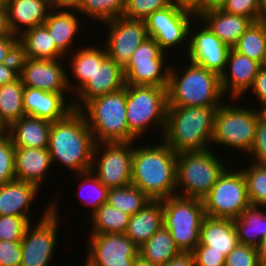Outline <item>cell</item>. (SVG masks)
Returning a JSON list of instances; mask_svg holds the SVG:
<instances>
[{"label": "cell", "mask_w": 266, "mask_h": 266, "mask_svg": "<svg viewBox=\"0 0 266 266\" xmlns=\"http://www.w3.org/2000/svg\"><path fill=\"white\" fill-rule=\"evenodd\" d=\"M19 57L31 59H64L44 25L23 32L18 36Z\"/></svg>", "instance_id": "obj_31"}, {"label": "cell", "mask_w": 266, "mask_h": 266, "mask_svg": "<svg viewBox=\"0 0 266 266\" xmlns=\"http://www.w3.org/2000/svg\"><path fill=\"white\" fill-rule=\"evenodd\" d=\"M9 27L13 35L43 25L54 8L52 0H4Z\"/></svg>", "instance_id": "obj_24"}, {"label": "cell", "mask_w": 266, "mask_h": 266, "mask_svg": "<svg viewBox=\"0 0 266 266\" xmlns=\"http://www.w3.org/2000/svg\"><path fill=\"white\" fill-rule=\"evenodd\" d=\"M19 54L17 36L0 37V64L11 62Z\"/></svg>", "instance_id": "obj_49"}, {"label": "cell", "mask_w": 266, "mask_h": 266, "mask_svg": "<svg viewBox=\"0 0 266 266\" xmlns=\"http://www.w3.org/2000/svg\"><path fill=\"white\" fill-rule=\"evenodd\" d=\"M19 78V54L8 63L0 64V86Z\"/></svg>", "instance_id": "obj_51"}, {"label": "cell", "mask_w": 266, "mask_h": 266, "mask_svg": "<svg viewBox=\"0 0 266 266\" xmlns=\"http://www.w3.org/2000/svg\"><path fill=\"white\" fill-rule=\"evenodd\" d=\"M195 21L199 25L194 23ZM201 23L200 19L196 18L190 25L184 61H190L221 76L225 71L231 47L223 43L203 22ZM195 25L199 27L195 28Z\"/></svg>", "instance_id": "obj_16"}, {"label": "cell", "mask_w": 266, "mask_h": 266, "mask_svg": "<svg viewBox=\"0 0 266 266\" xmlns=\"http://www.w3.org/2000/svg\"><path fill=\"white\" fill-rule=\"evenodd\" d=\"M172 4V0H126L123 16L130 19L144 20L155 11Z\"/></svg>", "instance_id": "obj_41"}, {"label": "cell", "mask_w": 266, "mask_h": 266, "mask_svg": "<svg viewBox=\"0 0 266 266\" xmlns=\"http://www.w3.org/2000/svg\"><path fill=\"white\" fill-rule=\"evenodd\" d=\"M52 168L48 148L15 147L16 180L34 184L40 189Z\"/></svg>", "instance_id": "obj_25"}, {"label": "cell", "mask_w": 266, "mask_h": 266, "mask_svg": "<svg viewBox=\"0 0 266 266\" xmlns=\"http://www.w3.org/2000/svg\"><path fill=\"white\" fill-rule=\"evenodd\" d=\"M162 226V200H151L139 212L130 216L124 234L140 247Z\"/></svg>", "instance_id": "obj_30"}, {"label": "cell", "mask_w": 266, "mask_h": 266, "mask_svg": "<svg viewBox=\"0 0 266 266\" xmlns=\"http://www.w3.org/2000/svg\"><path fill=\"white\" fill-rule=\"evenodd\" d=\"M79 16L82 18L76 8L54 7L43 24L48 29L56 47L65 56L76 49L74 45L76 37L83 32Z\"/></svg>", "instance_id": "obj_22"}, {"label": "cell", "mask_w": 266, "mask_h": 266, "mask_svg": "<svg viewBox=\"0 0 266 266\" xmlns=\"http://www.w3.org/2000/svg\"><path fill=\"white\" fill-rule=\"evenodd\" d=\"M64 59L44 60L19 57V78L28 88L61 93L71 103L72 94L67 85V64ZM69 95V96H68Z\"/></svg>", "instance_id": "obj_17"}, {"label": "cell", "mask_w": 266, "mask_h": 266, "mask_svg": "<svg viewBox=\"0 0 266 266\" xmlns=\"http://www.w3.org/2000/svg\"><path fill=\"white\" fill-rule=\"evenodd\" d=\"M52 199L55 202H49L40 220L26 227L21 241L20 266H47L54 256L61 222L58 200Z\"/></svg>", "instance_id": "obj_10"}, {"label": "cell", "mask_w": 266, "mask_h": 266, "mask_svg": "<svg viewBox=\"0 0 266 266\" xmlns=\"http://www.w3.org/2000/svg\"><path fill=\"white\" fill-rule=\"evenodd\" d=\"M78 176V177H77ZM77 179L79 178L78 192L80 202L85 206H89V216L92 215L102 204L107 203L108 188L105 187L100 180L93 174V172L87 171L76 174ZM86 188V189H85ZM85 189V190H84ZM86 191L82 192V191ZM89 192V193H88ZM84 196V197H82Z\"/></svg>", "instance_id": "obj_38"}, {"label": "cell", "mask_w": 266, "mask_h": 266, "mask_svg": "<svg viewBox=\"0 0 266 266\" xmlns=\"http://www.w3.org/2000/svg\"><path fill=\"white\" fill-rule=\"evenodd\" d=\"M133 266H156V265L151 264L149 261L145 260L143 257L138 255L134 260Z\"/></svg>", "instance_id": "obj_59"}, {"label": "cell", "mask_w": 266, "mask_h": 266, "mask_svg": "<svg viewBox=\"0 0 266 266\" xmlns=\"http://www.w3.org/2000/svg\"><path fill=\"white\" fill-rule=\"evenodd\" d=\"M180 253L164 225L139 247V255L151 264L162 266Z\"/></svg>", "instance_id": "obj_33"}, {"label": "cell", "mask_w": 266, "mask_h": 266, "mask_svg": "<svg viewBox=\"0 0 266 266\" xmlns=\"http://www.w3.org/2000/svg\"><path fill=\"white\" fill-rule=\"evenodd\" d=\"M227 0H205L202 10L220 8Z\"/></svg>", "instance_id": "obj_56"}, {"label": "cell", "mask_w": 266, "mask_h": 266, "mask_svg": "<svg viewBox=\"0 0 266 266\" xmlns=\"http://www.w3.org/2000/svg\"><path fill=\"white\" fill-rule=\"evenodd\" d=\"M224 266H259L256 247L238 244L226 256Z\"/></svg>", "instance_id": "obj_44"}, {"label": "cell", "mask_w": 266, "mask_h": 266, "mask_svg": "<svg viewBox=\"0 0 266 266\" xmlns=\"http://www.w3.org/2000/svg\"><path fill=\"white\" fill-rule=\"evenodd\" d=\"M217 108L168 106L161 140L176 154L210 149Z\"/></svg>", "instance_id": "obj_3"}, {"label": "cell", "mask_w": 266, "mask_h": 266, "mask_svg": "<svg viewBox=\"0 0 266 266\" xmlns=\"http://www.w3.org/2000/svg\"><path fill=\"white\" fill-rule=\"evenodd\" d=\"M79 111L84 115L95 143L137 142L128 130L126 85L118 91L90 99Z\"/></svg>", "instance_id": "obj_5"}, {"label": "cell", "mask_w": 266, "mask_h": 266, "mask_svg": "<svg viewBox=\"0 0 266 266\" xmlns=\"http://www.w3.org/2000/svg\"><path fill=\"white\" fill-rule=\"evenodd\" d=\"M171 65L167 85L168 106L219 107L224 101L221 78L218 74L190 61ZM185 65V66H184ZM187 65V66H186ZM177 69V70H176Z\"/></svg>", "instance_id": "obj_4"}, {"label": "cell", "mask_w": 266, "mask_h": 266, "mask_svg": "<svg viewBox=\"0 0 266 266\" xmlns=\"http://www.w3.org/2000/svg\"><path fill=\"white\" fill-rule=\"evenodd\" d=\"M29 222L24 217L0 216V240L22 241Z\"/></svg>", "instance_id": "obj_43"}, {"label": "cell", "mask_w": 266, "mask_h": 266, "mask_svg": "<svg viewBox=\"0 0 266 266\" xmlns=\"http://www.w3.org/2000/svg\"><path fill=\"white\" fill-rule=\"evenodd\" d=\"M252 92L255 100L259 101L260 110H264L266 108V70L260 68L258 74L254 78L253 84L251 88L248 90V93Z\"/></svg>", "instance_id": "obj_50"}, {"label": "cell", "mask_w": 266, "mask_h": 266, "mask_svg": "<svg viewBox=\"0 0 266 266\" xmlns=\"http://www.w3.org/2000/svg\"><path fill=\"white\" fill-rule=\"evenodd\" d=\"M199 243L208 246V251L227 256L239 244L234 221L206 216L200 228Z\"/></svg>", "instance_id": "obj_28"}, {"label": "cell", "mask_w": 266, "mask_h": 266, "mask_svg": "<svg viewBox=\"0 0 266 266\" xmlns=\"http://www.w3.org/2000/svg\"><path fill=\"white\" fill-rule=\"evenodd\" d=\"M195 266H224L226 256L221 252L208 251V246L198 243L194 248Z\"/></svg>", "instance_id": "obj_47"}, {"label": "cell", "mask_w": 266, "mask_h": 266, "mask_svg": "<svg viewBox=\"0 0 266 266\" xmlns=\"http://www.w3.org/2000/svg\"><path fill=\"white\" fill-rule=\"evenodd\" d=\"M135 143L133 142L131 184L151 200L175 196L177 154L163 141L160 144L157 141L154 145L142 143V146Z\"/></svg>", "instance_id": "obj_1"}, {"label": "cell", "mask_w": 266, "mask_h": 266, "mask_svg": "<svg viewBox=\"0 0 266 266\" xmlns=\"http://www.w3.org/2000/svg\"><path fill=\"white\" fill-rule=\"evenodd\" d=\"M7 135V127L0 120V139Z\"/></svg>", "instance_id": "obj_60"}, {"label": "cell", "mask_w": 266, "mask_h": 266, "mask_svg": "<svg viewBox=\"0 0 266 266\" xmlns=\"http://www.w3.org/2000/svg\"><path fill=\"white\" fill-rule=\"evenodd\" d=\"M197 18L231 48L253 22L250 18L228 14L220 8L202 10Z\"/></svg>", "instance_id": "obj_27"}, {"label": "cell", "mask_w": 266, "mask_h": 266, "mask_svg": "<svg viewBox=\"0 0 266 266\" xmlns=\"http://www.w3.org/2000/svg\"><path fill=\"white\" fill-rule=\"evenodd\" d=\"M256 251L259 259H266V238H263L256 246Z\"/></svg>", "instance_id": "obj_57"}, {"label": "cell", "mask_w": 266, "mask_h": 266, "mask_svg": "<svg viewBox=\"0 0 266 266\" xmlns=\"http://www.w3.org/2000/svg\"><path fill=\"white\" fill-rule=\"evenodd\" d=\"M133 142L96 143L91 171L110 188L131 185Z\"/></svg>", "instance_id": "obj_14"}, {"label": "cell", "mask_w": 266, "mask_h": 266, "mask_svg": "<svg viewBox=\"0 0 266 266\" xmlns=\"http://www.w3.org/2000/svg\"><path fill=\"white\" fill-rule=\"evenodd\" d=\"M237 167L233 171L227 167L202 199L206 216L234 220L251 206L242 170Z\"/></svg>", "instance_id": "obj_11"}, {"label": "cell", "mask_w": 266, "mask_h": 266, "mask_svg": "<svg viewBox=\"0 0 266 266\" xmlns=\"http://www.w3.org/2000/svg\"><path fill=\"white\" fill-rule=\"evenodd\" d=\"M261 64L244 56L233 48L230 49L226 68L221 78V89L224 96L231 99H241L251 88L254 78L258 74Z\"/></svg>", "instance_id": "obj_20"}, {"label": "cell", "mask_w": 266, "mask_h": 266, "mask_svg": "<svg viewBox=\"0 0 266 266\" xmlns=\"http://www.w3.org/2000/svg\"><path fill=\"white\" fill-rule=\"evenodd\" d=\"M125 7L126 0H83L76 9L82 17H89L92 22H98V25L100 22L102 25L123 16Z\"/></svg>", "instance_id": "obj_39"}, {"label": "cell", "mask_w": 266, "mask_h": 266, "mask_svg": "<svg viewBox=\"0 0 266 266\" xmlns=\"http://www.w3.org/2000/svg\"><path fill=\"white\" fill-rule=\"evenodd\" d=\"M98 43L97 45L89 44L87 46L76 48L72 53L65 56L68 71H67V85L72 97L84 86V84L93 76L97 64H101L108 56L105 46ZM78 49V50H77ZM69 59V61H68ZM71 67V68H70ZM70 76L74 77L71 80Z\"/></svg>", "instance_id": "obj_23"}, {"label": "cell", "mask_w": 266, "mask_h": 266, "mask_svg": "<svg viewBox=\"0 0 266 266\" xmlns=\"http://www.w3.org/2000/svg\"><path fill=\"white\" fill-rule=\"evenodd\" d=\"M88 234L125 233L130 215L108 203L102 204L91 216Z\"/></svg>", "instance_id": "obj_35"}, {"label": "cell", "mask_w": 266, "mask_h": 266, "mask_svg": "<svg viewBox=\"0 0 266 266\" xmlns=\"http://www.w3.org/2000/svg\"><path fill=\"white\" fill-rule=\"evenodd\" d=\"M95 144L93 133L79 110L52 122L47 148L53 165L58 162L74 174L90 171Z\"/></svg>", "instance_id": "obj_2"}, {"label": "cell", "mask_w": 266, "mask_h": 266, "mask_svg": "<svg viewBox=\"0 0 266 266\" xmlns=\"http://www.w3.org/2000/svg\"><path fill=\"white\" fill-rule=\"evenodd\" d=\"M83 0H52L56 8H77Z\"/></svg>", "instance_id": "obj_55"}, {"label": "cell", "mask_w": 266, "mask_h": 266, "mask_svg": "<svg viewBox=\"0 0 266 266\" xmlns=\"http://www.w3.org/2000/svg\"><path fill=\"white\" fill-rule=\"evenodd\" d=\"M107 56L124 67L138 46L148 37L144 20L117 17L103 23Z\"/></svg>", "instance_id": "obj_18"}, {"label": "cell", "mask_w": 266, "mask_h": 266, "mask_svg": "<svg viewBox=\"0 0 266 266\" xmlns=\"http://www.w3.org/2000/svg\"><path fill=\"white\" fill-rule=\"evenodd\" d=\"M233 221L239 244L256 247L266 238V207L250 206Z\"/></svg>", "instance_id": "obj_32"}, {"label": "cell", "mask_w": 266, "mask_h": 266, "mask_svg": "<svg viewBox=\"0 0 266 266\" xmlns=\"http://www.w3.org/2000/svg\"><path fill=\"white\" fill-rule=\"evenodd\" d=\"M25 114L51 122L64 119L73 109L72 103L61 93L24 87Z\"/></svg>", "instance_id": "obj_21"}, {"label": "cell", "mask_w": 266, "mask_h": 266, "mask_svg": "<svg viewBox=\"0 0 266 266\" xmlns=\"http://www.w3.org/2000/svg\"><path fill=\"white\" fill-rule=\"evenodd\" d=\"M162 266H195V261L191 252H180Z\"/></svg>", "instance_id": "obj_52"}, {"label": "cell", "mask_w": 266, "mask_h": 266, "mask_svg": "<svg viewBox=\"0 0 266 266\" xmlns=\"http://www.w3.org/2000/svg\"><path fill=\"white\" fill-rule=\"evenodd\" d=\"M248 155L253 159L251 162L266 164V114L263 111L258 115L255 139Z\"/></svg>", "instance_id": "obj_45"}, {"label": "cell", "mask_w": 266, "mask_h": 266, "mask_svg": "<svg viewBox=\"0 0 266 266\" xmlns=\"http://www.w3.org/2000/svg\"><path fill=\"white\" fill-rule=\"evenodd\" d=\"M87 266H133L139 247L124 233L88 234Z\"/></svg>", "instance_id": "obj_15"}, {"label": "cell", "mask_w": 266, "mask_h": 266, "mask_svg": "<svg viewBox=\"0 0 266 266\" xmlns=\"http://www.w3.org/2000/svg\"><path fill=\"white\" fill-rule=\"evenodd\" d=\"M39 190L34 184L18 180L0 185V216H19L33 222L30 207Z\"/></svg>", "instance_id": "obj_26"}, {"label": "cell", "mask_w": 266, "mask_h": 266, "mask_svg": "<svg viewBox=\"0 0 266 266\" xmlns=\"http://www.w3.org/2000/svg\"><path fill=\"white\" fill-rule=\"evenodd\" d=\"M16 180L15 146L11 138L5 135L0 139V185Z\"/></svg>", "instance_id": "obj_42"}, {"label": "cell", "mask_w": 266, "mask_h": 266, "mask_svg": "<svg viewBox=\"0 0 266 266\" xmlns=\"http://www.w3.org/2000/svg\"><path fill=\"white\" fill-rule=\"evenodd\" d=\"M163 225L180 252H193L199 243L200 228L206 217L203 201L171 196L162 200Z\"/></svg>", "instance_id": "obj_9"}, {"label": "cell", "mask_w": 266, "mask_h": 266, "mask_svg": "<svg viewBox=\"0 0 266 266\" xmlns=\"http://www.w3.org/2000/svg\"><path fill=\"white\" fill-rule=\"evenodd\" d=\"M167 109V87L126 85L128 130L136 140H141L147 131L153 129L152 127H155V130L159 129L162 138Z\"/></svg>", "instance_id": "obj_7"}, {"label": "cell", "mask_w": 266, "mask_h": 266, "mask_svg": "<svg viewBox=\"0 0 266 266\" xmlns=\"http://www.w3.org/2000/svg\"><path fill=\"white\" fill-rule=\"evenodd\" d=\"M125 85L123 67L107 57L97 64L93 76L73 96V109L79 110L90 99L118 91Z\"/></svg>", "instance_id": "obj_19"}, {"label": "cell", "mask_w": 266, "mask_h": 266, "mask_svg": "<svg viewBox=\"0 0 266 266\" xmlns=\"http://www.w3.org/2000/svg\"><path fill=\"white\" fill-rule=\"evenodd\" d=\"M23 92L24 85L20 78L0 86V120L7 128L26 115Z\"/></svg>", "instance_id": "obj_34"}, {"label": "cell", "mask_w": 266, "mask_h": 266, "mask_svg": "<svg viewBox=\"0 0 266 266\" xmlns=\"http://www.w3.org/2000/svg\"><path fill=\"white\" fill-rule=\"evenodd\" d=\"M15 36L10 30L8 12L4 0H0V37Z\"/></svg>", "instance_id": "obj_53"}, {"label": "cell", "mask_w": 266, "mask_h": 266, "mask_svg": "<svg viewBox=\"0 0 266 266\" xmlns=\"http://www.w3.org/2000/svg\"><path fill=\"white\" fill-rule=\"evenodd\" d=\"M214 152L216 150L210 148L177 154V196L202 200L209 193L227 168L226 161L224 163Z\"/></svg>", "instance_id": "obj_6"}, {"label": "cell", "mask_w": 266, "mask_h": 266, "mask_svg": "<svg viewBox=\"0 0 266 266\" xmlns=\"http://www.w3.org/2000/svg\"><path fill=\"white\" fill-rule=\"evenodd\" d=\"M259 266H266V259H259Z\"/></svg>", "instance_id": "obj_62"}, {"label": "cell", "mask_w": 266, "mask_h": 266, "mask_svg": "<svg viewBox=\"0 0 266 266\" xmlns=\"http://www.w3.org/2000/svg\"><path fill=\"white\" fill-rule=\"evenodd\" d=\"M197 14L172 3L170 6L155 11L144 19L147 35L157 41L165 53L169 50L188 49L189 29ZM187 43V44H186Z\"/></svg>", "instance_id": "obj_13"}, {"label": "cell", "mask_w": 266, "mask_h": 266, "mask_svg": "<svg viewBox=\"0 0 266 266\" xmlns=\"http://www.w3.org/2000/svg\"><path fill=\"white\" fill-rule=\"evenodd\" d=\"M172 3L198 14L202 11V7L205 5V0H172Z\"/></svg>", "instance_id": "obj_54"}, {"label": "cell", "mask_w": 266, "mask_h": 266, "mask_svg": "<svg viewBox=\"0 0 266 266\" xmlns=\"http://www.w3.org/2000/svg\"><path fill=\"white\" fill-rule=\"evenodd\" d=\"M21 241L0 240V266H20Z\"/></svg>", "instance_id": "obj_48"}, {"label": "cell", "mask_w": 266, "mask_h": 266, "mask_svg": "<svg viewBox=\"0 0 266 266\" xmlns=\"http://www.w3.org/2000/svg\"><path fill=\"white\" fill-rule=\"evenodd\" d=\"M260 64H261V68L266 70V45H265L264 55H263V58Z\"/></svg>", "instance_id": "obj_61"}, {"label": "cell", "mask_w": 266, "mask_h": 266, "mask_svg": "<svg viewBox=\"0 0 266 266\" xmlns=\"http://www.w3.org/2000/svg\"><path fill=\"white\" fill-rule=\"evenodd\" d=\"M151 199L134 185L108 190L107 203L132 216L139 212Z\"/></svg>", "instance_id": "obj_37"}, {"label": "cell", "mask_w": 266, "mask_h": 266, "mask_svg": "<svg viewBox=\"0 0 266 266\" xmlns=\"http://www.w3.org/2000/svg\"><path fill=\"white\" fill-rule=\"evenodd\" d=\"M52 122L25 115L7 128L15 147L47 148Z\"/></svg>", "instance_id": "obj_29"}, {"label": "cell", "mask_w": 266, "mask_h": 266, "mask_svg": "<svg viewBox=\"0 0 266 266\" xmlns=\"http://www.w3.org/2000/svg\"><path fill=\"white\" fill-rule=\"evenodd\" d=\"M240 169L251 206L266 207V164L250 162L249 166Z\"/></svg>", "instance_id": "obj_40"}, {"label": "cell", "mask_w": 266, "mask_h": 266, "mask_svg": "<svg viewBox=\"0 0 266 266\" xmlns=\"http://www.w3.org/2000/svg\"><path fill=\"white\" fill-rule=\"evenodd\" d=\"M229 99L230 101L223 102L217 108L212 147L224 146L230 150L233 148L232 151L237 150L248 155L255 139L258 115L263 110H260L258 106H255L258 109L253 106H247V108L243 104L238 106L236 101H240L239 99H233V101Z\"/></svg>", "instance_id": "obj_8"}, {"label": "cell", "mask_w": 266, "mask_h": 266, "mask_svg": "<svg viewBox=\"0 0 266 266\" xmlns=\"http://www.w3.org/2000/svg\"><path fill=\"white\" fill-rule=\"evenodd\" d=\"M167 60L157 41L147 37L123 67L125 84L167 87L171 67Z\"/></svg>", "instance_id": "obj_12"}, {"label": "cell", "mask_w": 266, "mask_h": 266, "mask_svg": "<svg viewBox=\"0 0 266 266\" xmlns=\"http://www.w3.org/2000/svg\"><path fill=\"white\" fill-rule=\"evenodd\" d=\"M266 45V22L255 21L250 24L232 47L238 53L261 63Z\"/></svg>", "instance_id": "obj_36"}, {"label": "cell", "mask_w": 266, "mask_h": 266, "mask_svg": "<svg viewBox=\"0 0 266 266\" xmlns=\"http://www.w3.org/2000/svg\"><path fill=\"white\" fill-rule=\"evenodd\" d=\"M224 12L259 21V0H227L221 7Z\"/></svg>", "instance_id": "obj_46"}, {"label": "cell", "mask_w": 266, "mask_h": 266, "mask_svg": "<svg viewBox=\"0 0 266 266\" xmlns=\"http://www.w3.org/2000/svg\"><path fill=\"white\" fill-rule=\"evenodd\" d=\"M259 20L266 22V0H259Z\"/></svg>", "instance_id": "obj_58"}]
</instances>
